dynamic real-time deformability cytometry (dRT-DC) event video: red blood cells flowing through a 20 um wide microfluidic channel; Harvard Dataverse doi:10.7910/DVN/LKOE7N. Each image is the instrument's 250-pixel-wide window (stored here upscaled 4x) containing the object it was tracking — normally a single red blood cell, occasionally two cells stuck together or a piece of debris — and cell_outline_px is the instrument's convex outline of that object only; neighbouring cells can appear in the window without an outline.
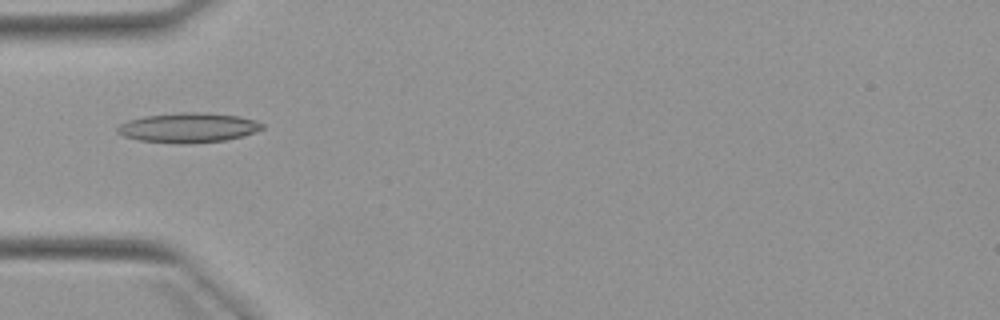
{"species": "Egyptian fruit bat (a non-hibernating species)", "species_latin": "Rousettus aegyptiacus", "temperature_condition": "warm", "stored_images_in_passage": 7, "camera_frame_rate_fps": 3000, "um_per_image_px": 0.085, "animal": {"sex": "female"}, "frame": {"image": 1, "passage_image": 4, "time_ms": 4.667, "image_size_px": [1000, 320], "cell_outline_px": [[264, 128], [256, 132], [244, 136], [224, 140], [184, 144], [176, 144], [140, 140], [124, 136], [116, 132], [116, 128], [120, 124], [128, 120], [144, 116], [180, 112], [196, 112], [240, 116], [256, 120], [264, 124]], "centroid_in_image_um": [16.02, 10.85], "position_along_channel_um": 69.0, "area_um2": 25.2}}
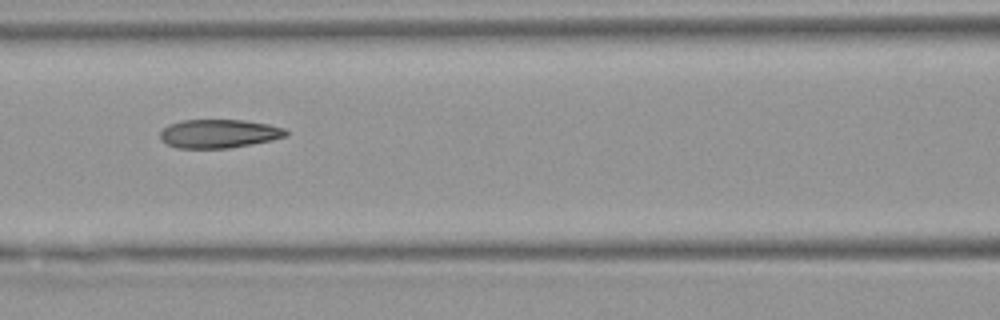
{"frame": {"image": 2, "passage_image": 6, "time_ms": 6.667, "image_size_px": [1000, 320], "cell_outline_px": [[288, 136], [272, 140], [228, 148], [176, 148], [160, 140], [160, 132], [168, 124], [180, 120], [244, 120], [268, 124], [284, 128], [288, 132]], "centroid_in_image_um": [18.59, 11.35], "position_along_channel_um": 148.0, "area_um2": 21.04}}
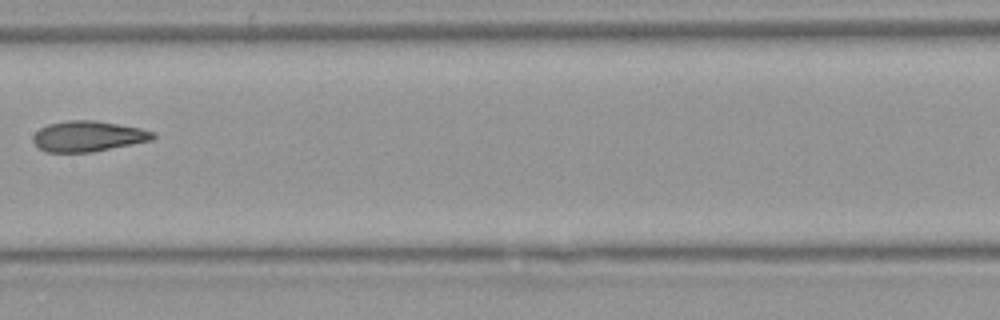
{"frame": {"image": 3, "passage_image": 7, "time_ms": 8.0, "image_size_px": [1000, 320], "cell_outline_px": [[156, 136], [152, 140], [92, 152], [44, 152], [36, 148], [32, 140], [32, 136], [40, 128], [48, 124], [68, 120], [92, 120], [140, 128], [152, 132]], "centroid_in_image_um": [7.41, 11.59], "position_along_channel_um": 200.0, "area_um2": 21.33}}